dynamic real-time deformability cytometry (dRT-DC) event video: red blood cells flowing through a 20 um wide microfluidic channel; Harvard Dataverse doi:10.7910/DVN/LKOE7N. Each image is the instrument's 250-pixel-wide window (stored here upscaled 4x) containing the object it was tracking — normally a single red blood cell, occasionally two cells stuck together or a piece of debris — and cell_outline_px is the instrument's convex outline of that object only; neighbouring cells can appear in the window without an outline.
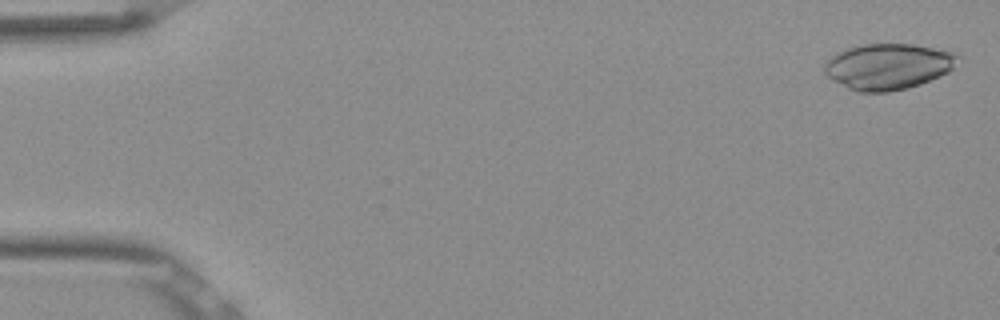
{"species": "Egyptian fruit bat (a non-hibernating species)", "species_latin": "Rousettus aegyptiacus", "temperature_condition": "room temperature", "stored_images_in_passage": 53, "camera_frame_rate_fps": 3000, "um_per_image_px": 0.085, "frame": {"image": 1, "passage_image": 2, "time_ms": 0.333, "image_size_px": [1000, 320], "cell_outline_px": [[960, 56], [952, 68], [948, 72], [940, 76], [920, 84], [908, 88], [888, 92], [860, 92], [848, 88], [832, 80], [824, 72], [824, 64], [836, 52], [856, 44], [912, 44], [956, 52]], "centroid_in_image_um": [75.47, 5.64], "position_along_channel_um": 9.5, "area_um2": 35.84}}
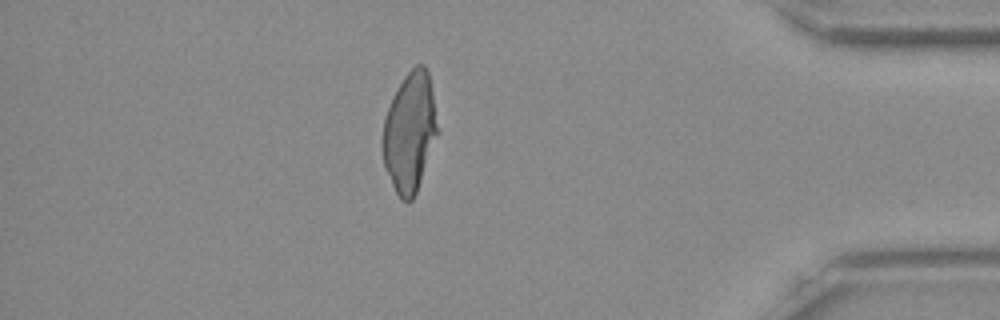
{"frame": {"image": 2, "passage_image": 46, "time_ms": 15.0, "image_size_px": [1000, 320], "cell_outline_px": [[436, 132], [416, 192], [412, 200], [408, 204], [400, 200], [384, 168], [384, 120], [392, 96], [396, 88], [404, 76], [416, 64], [424, 64], [428, 72], [432, 92], [436, 124]], "centroid_in_image_um": [34.79, 11.22], "position_along_channel_um": 400.4, "area_um2": 36.99}}
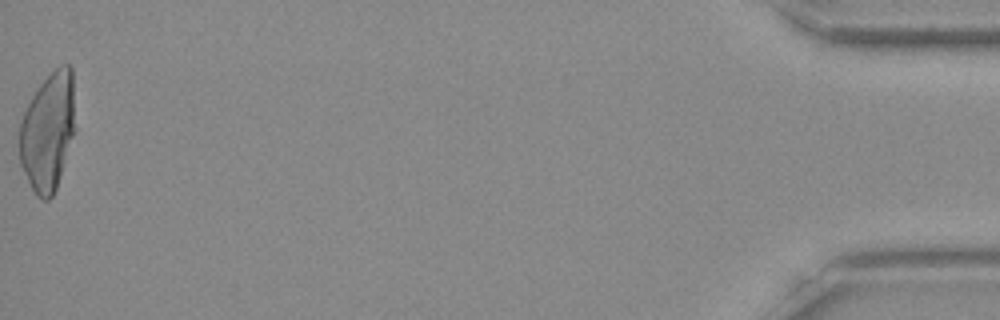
{"frame": {"image": 3, "passage_image": 53, "time_ms": 17.333, "image_size_px": [1000, 320], "cell_outline_px": [[72, 136], [60, 176], [56, 188], [52, 196], [48, 200], [40, 200], [36, 196], [20, 164], [20, 124], [24, 112], [32, 96], [40, 84], [60, 64], [68, 64], [72, 68]], "centroid_in_image_um": [4.03, 11.21], "position_along_channel_um": 431.2, "area_um2": 37.22}}